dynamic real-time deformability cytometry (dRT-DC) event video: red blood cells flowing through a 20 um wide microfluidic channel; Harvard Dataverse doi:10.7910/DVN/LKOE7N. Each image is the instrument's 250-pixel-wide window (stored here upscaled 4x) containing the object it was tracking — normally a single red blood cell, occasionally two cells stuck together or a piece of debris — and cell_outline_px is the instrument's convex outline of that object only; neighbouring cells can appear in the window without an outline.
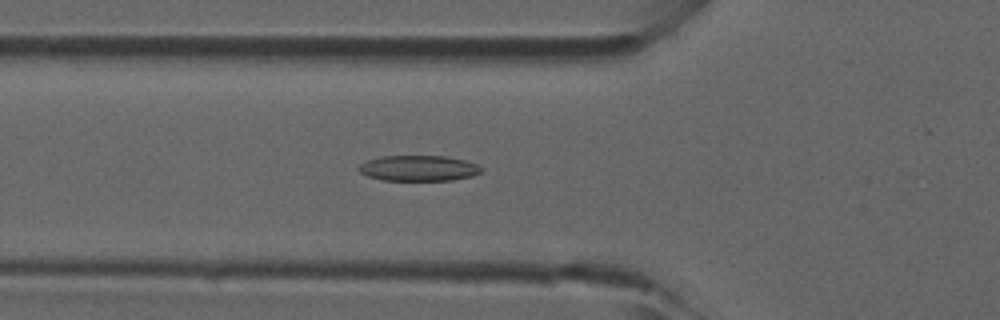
{"species": "common noctule bat (a hibernating species)", "species_latin": "Nyctalus noctula", "temperature_condition": "room temperature", "stored_images_in_passage": 10, "camera_frame_rate_fps": 3000, "um_per_image_px": 0.085, "animal": {"sex": "male", "forearm_length_mm": 52.5}, "frame": {"image": 1, "passage_image": 7, "time_ms": 2.0, "image_size_px": [1000, 320], "cell_outline_px": [[484, 168], [480, 172], [472, 176], [452, 180], [384, 180], [368, 176], [360, 172], [356, 168], [360, 164], [368, 160], [380, 156], [444, 156], [464, 160], [476, 164]], "centroid_in_image_um": [35.57, 14.29], "position_along_channel_um": 90.2, "area_um2": 18.21}}